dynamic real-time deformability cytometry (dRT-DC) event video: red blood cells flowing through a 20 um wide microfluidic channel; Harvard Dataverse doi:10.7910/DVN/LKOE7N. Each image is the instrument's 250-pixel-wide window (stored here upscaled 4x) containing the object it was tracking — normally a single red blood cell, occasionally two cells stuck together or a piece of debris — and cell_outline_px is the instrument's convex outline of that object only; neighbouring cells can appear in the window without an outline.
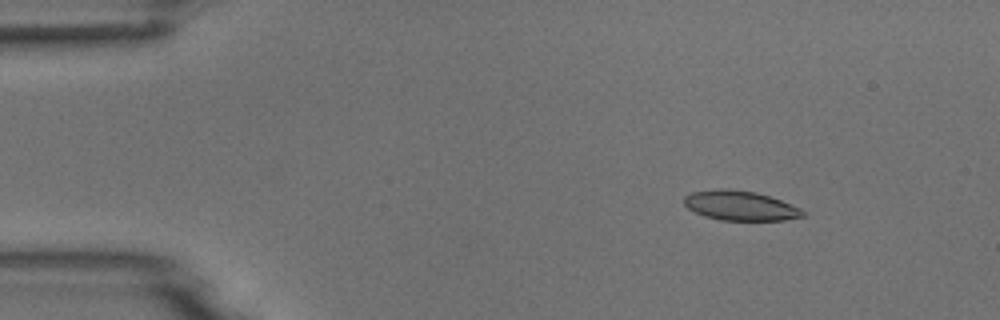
{"species": "common noctule bat (a hibernating species)", "species_latin": "Nyctalus noctula", "temperature_condition": "room temperature", "stored_images_in_passage": 5, "camera_frame_rate_fps": 3000, "um_per_image_px": 0.085, "animal": {"sex": "male", "body_mass_g": 18.8}, "frame": {"image": 1, "passage_image": 2, "time_ms": 1.0, "image_size_px": [1000, 320], "cell_outline_px": [[808, 212], [804, 216], [784, 220], [720, 220], [704, 216], [688, 208], [684, 204], [684, 196], [692, 192], [720, 188], [728, 188], [756, 192], [780, 200], [800, 208]], "centroid_in_image_um": [62.92, 17.48], "position_along_channel_um": 22.1, "area_um2": 20.52}}
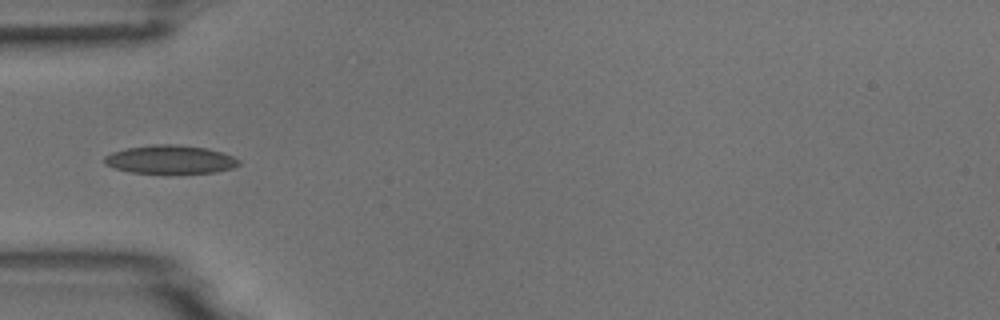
{"frame": {"image": 2, "passage_image": 5, "time_ms": 4.333, "image_size_px": [1000, 320], "cell_outline_px": [[240, 164], [232, 168], [216, 172], [132, 172], [116, 168], [104, 164], [104, 156], [112, 152], [128, 148], [152, 144], [176, 144], [204, 148], [220, 152], [232, 156], [240, 160]], "centroid_in_image_um": [14.46, 13.54], "position_along_channel_um": 70.5, "area_um2": 21.79}}